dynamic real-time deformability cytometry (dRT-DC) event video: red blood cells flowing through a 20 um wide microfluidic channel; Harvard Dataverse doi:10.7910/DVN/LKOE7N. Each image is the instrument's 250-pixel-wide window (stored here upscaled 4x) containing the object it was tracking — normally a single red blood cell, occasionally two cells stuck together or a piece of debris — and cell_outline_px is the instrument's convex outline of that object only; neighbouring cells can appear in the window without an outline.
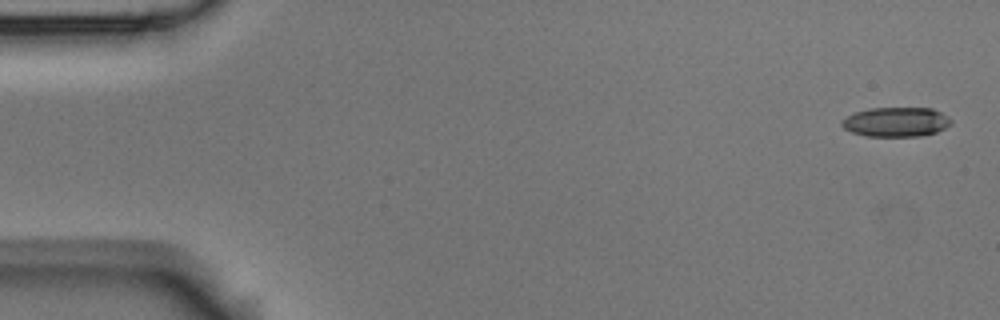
{"species": "Egyptian fruit bat (a non-hibernating species)", "species_latin": "Rousettus aegyptiacus", "temperature_condition": "room temperature", "stored_images_in_passage": 5, "camera_frame_rate_fps": 3000, "um_per_image_px": 0.085, "animal": {"sex": "male"}, "frame": {"image": 1, "passage_image": 1, "time_ms": 0.0, "image_size_px": [1000, 320], "cell_outline_px": [[952, 124], [936, 132], [920, 136], [864, 136], [852, 132], [844, 128], [840, 124], [840, 120], [856, 112], [868, 108], [932, 108], [948, 116], [952, 120]], "centroid_in_image_um": [76.16, 10.36], "position_along_channel_um": 8.8, "area_um2": 18.84}}
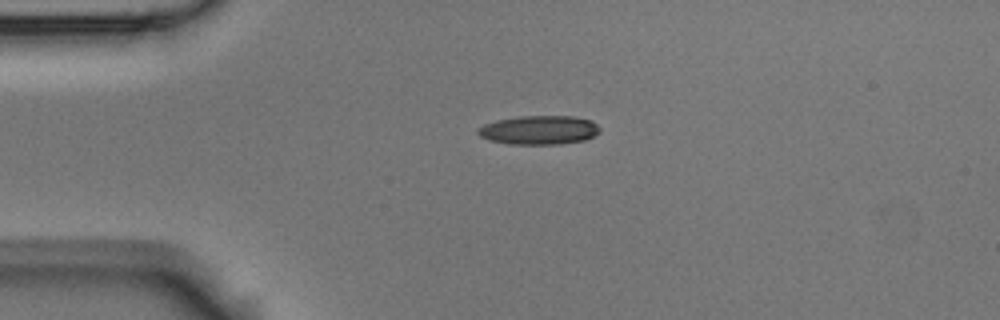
{"frame": {"image": 2, "passage_image": 4, "time_ms": 1.0, "image_size_px": [1000, 320], "cell_outline_px": [[600, 132], [584, 140], [560, 144], [508, 144], [488, 140], [480, 136], [476, 132], [476, 128], [484, 124], [496, 120], [520, 116], [576, 116], [592, 120], [600, 128]], "centroid_in_image_um": [45.8, 11.05], "position_along_channel_um": 39.2, "area_um2": 20.75}}